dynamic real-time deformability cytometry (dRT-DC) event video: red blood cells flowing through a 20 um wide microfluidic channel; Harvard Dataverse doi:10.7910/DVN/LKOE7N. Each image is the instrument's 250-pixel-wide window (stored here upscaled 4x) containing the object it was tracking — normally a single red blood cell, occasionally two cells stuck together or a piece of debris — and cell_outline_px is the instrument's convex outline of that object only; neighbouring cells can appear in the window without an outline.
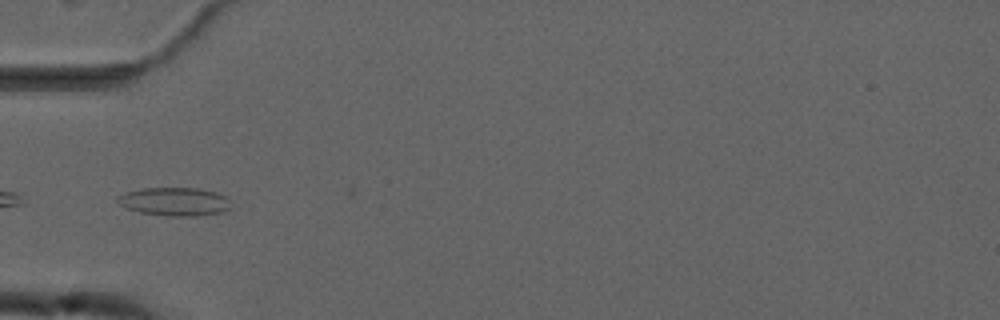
{"species": "common noctule bat (a hibernating species)", "species_latin": "Nyctalus noctula", "temperature_condition": "cold", "stored_images_in_passage": 5, "camera_frame_rate_fps": 3000, "um_per_image_px": 0.085, "animal": {"sex": "male", "forearm_length_mm": 52.5}, "frame": {"image": 1, "passage_image": 5, "time_ms": 5.0, "image_size_px": [1000, 320], "cell_outline_px": [[232, 208], [224, 212], [196, 216], [172, 216], [140, 212], [128, 208], [120, 204], [116, 200], [120, 196], [128, 192], [140, 188], [200, 188], [216, 192], [224, 196], [228, 200]], "centroid_in_image_um": [14.9, 17.13], "position_along_channel_um": 70.1, "area_um2": 18.61}}